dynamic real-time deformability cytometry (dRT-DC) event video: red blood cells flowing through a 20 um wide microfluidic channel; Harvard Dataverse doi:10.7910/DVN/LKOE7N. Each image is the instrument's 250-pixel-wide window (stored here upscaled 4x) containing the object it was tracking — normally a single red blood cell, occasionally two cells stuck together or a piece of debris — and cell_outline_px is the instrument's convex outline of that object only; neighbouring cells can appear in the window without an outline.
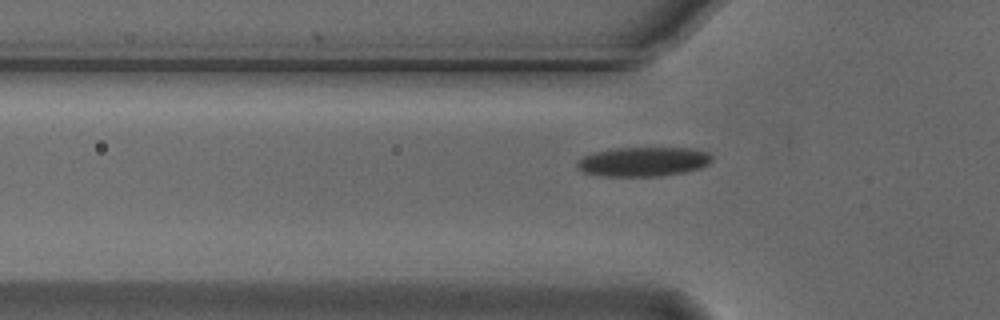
{"species": "Egyptian fruit bat (a non-hibernating species)", "species_latin": "Rousettus aegyptiacus", "temperature_condition": "cold", "stored_images_in_passage": 39, "camera_frame_rate_fps": 3000, "um_per_image_px": 0.085, "animal": {"sex": "male"}, "frame": {"image": 1, "passage_image": 9, "time_ms": 2.667, "image_size_px": [1000, 320], "cell_outline_px": [[712, 160], [708, 164], [700, 168], [684, 172], [660, 176], [600, 176], [584, 172], [576, 168], [576, 164], [584, 156], [592, 152], [616, 148], [692, 148], [708, 152], [712, 156]], "centroid_in_image_um": [54.68, 13.74], "position_along_channel_um": 71.1, "area_um2": 23.12}}
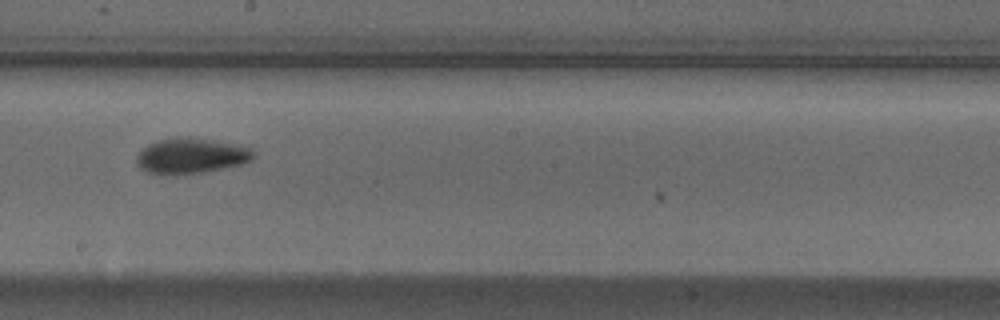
{"frame": {"image": 2, "passage_image": 22, "time_ms": 7.0, "image_size_px": [1000, 320], "cell_outline_px": [[256, 156], [252, 160], [240, 164], [204, 172], [176, 176], [172, 176], [144, 172], [136, 164], [136, 156], [148, 144], [156, 140], [172, 136], [192, 136], [220, 140], [252, 148]], "centroid_in_image_um": [16.22, 13.23], "position_along_channel_um": 232.0, "area_um2": 25.09}}
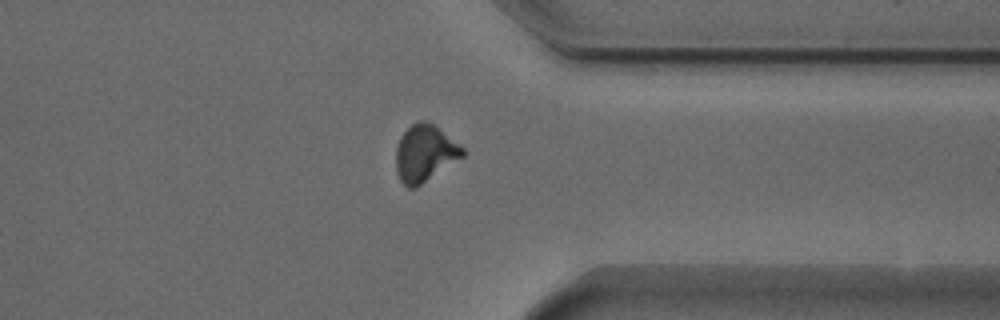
{"frame": {"image": 3, "passage_image": 34, "time_ms": 11.0, "image_size_px": [1000, 320], "cell_outline_px": [[464, 156], [416, 188], [408, 188], [400, 180], [396, 172], [396, 148], [400, 136], [412, 124], [420, 120], [424, 120], [432, 124], [460, 144], [464, 148]], "centroid_in_image_um": [36.1, 13.05], "position_along_channel_um": 375.3, "area_um2": 21.96}}